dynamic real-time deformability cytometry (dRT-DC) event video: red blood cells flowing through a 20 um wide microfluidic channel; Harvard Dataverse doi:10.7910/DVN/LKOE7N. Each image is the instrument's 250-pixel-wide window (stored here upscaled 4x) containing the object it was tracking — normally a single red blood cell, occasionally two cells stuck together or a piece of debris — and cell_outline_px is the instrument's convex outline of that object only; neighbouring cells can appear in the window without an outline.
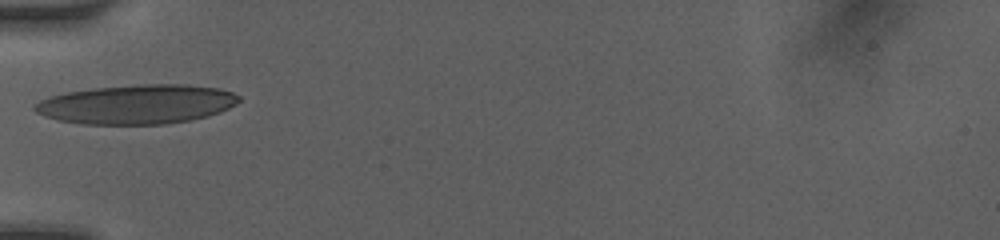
{"species": "human", "species_latin": "Homo sapiens", "temperature_condition": "room temperature", "stored_images_in_passage": 9, "camera_frame_rate_fps": 3000, "um_per_image_px": 0.085, "donor": {"sex": "female"}, "frame": {"image": 1, "passage_image": 1, "time_ms": 0.0, "image_size_px": [1000, 240], "cell_outline_px": [[240, 100], [236, 104], [228, 108], [204, 116], [188, 120], [164, 124], [80, 124], [56, 120], [44, 116], [36, 112], [32, 108], [32, 104], [48, 96], [68, 92], [96, 88], [140, 84], [188, 84], [220, 88], [232, 92], [240, 96]], "centroid_in_image_um": [11.58, 8.86], "position_along_channel_um": 73.4, "area_um2": 46.76}}
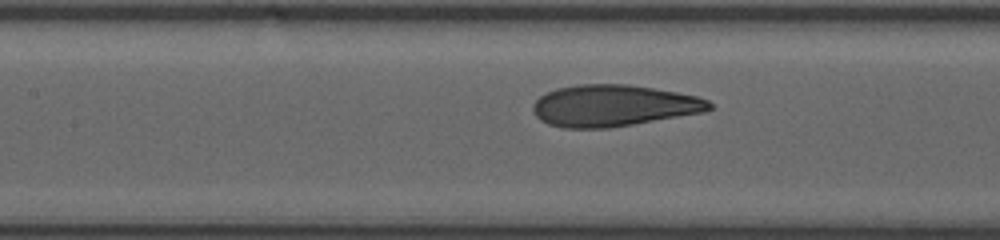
{"frame": {"image": 2, "passage_image": 6, "time_ms": 2.0, "image_size_px": [1000, 240], "cell_outline_px": [[712, 108], [704, 112], [608, 128], [564, 128], [548, 124], [540, 120], [536, 116], [532, 108], [532, 104], [540, 96], [556, 88], [576, 84], [628, 84], [676, 92], [696, 96], [708, 100], [712, 104]], "centroid_in_image_um": [52.11, 8.98], "position_along_channel_um": 155.3, "area_um2": 42.6}}
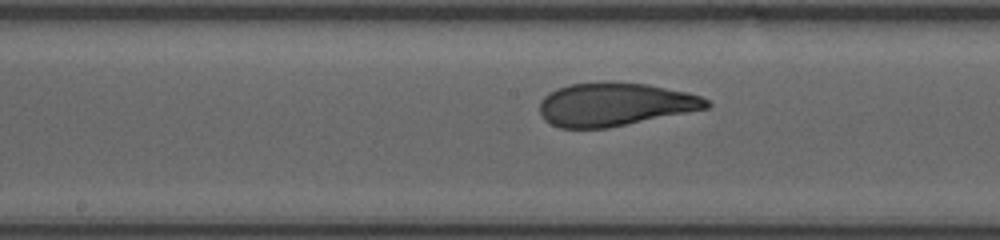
{"frame": {"image": 3, "passage_image": 9, "time_ms": 3.0, "image_size_px": [1000, 240], "cell_outline_px": [[712, 104], [708, 108], [608, 128], [560, 128], [544, 120], [540, 116], [540, 100], [544, 96], [556, 88], [568, 84], [648, 84], [688, 92], [700, 96], [708, 100]], "centroid_in_image_um": [52.25, 8.9], "position_along_channel_um": 196.0, "area_um2": 41.44}}